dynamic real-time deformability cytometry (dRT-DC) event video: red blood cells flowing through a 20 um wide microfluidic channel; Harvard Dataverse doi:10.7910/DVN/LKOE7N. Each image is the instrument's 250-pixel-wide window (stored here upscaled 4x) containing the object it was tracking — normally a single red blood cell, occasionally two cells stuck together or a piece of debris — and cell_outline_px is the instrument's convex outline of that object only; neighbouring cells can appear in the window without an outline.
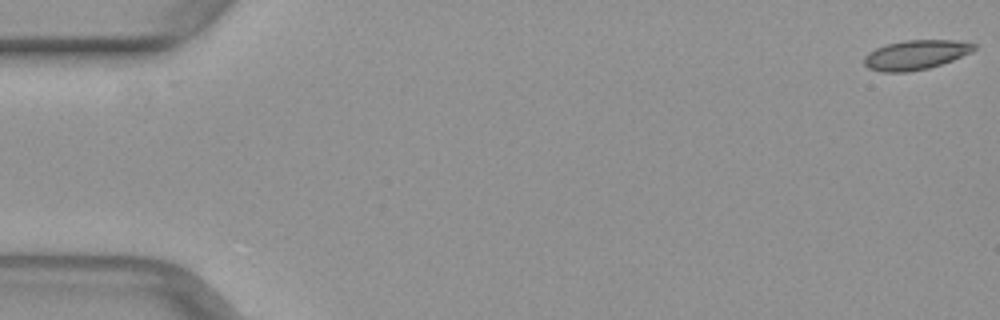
{"species": "common noctule bat (a hibernating species)", "species_latin": "Nyctalus noctula", "temperature_condition": "warm", "stored_images_in_passage": 43, "camera_frame_rate_fps": 3000, "um_per_image_px": 0.085, "animal": {"sex": "female", "body_mass_g": 29.2, "forearm_length_mm": 56.3}, "frame": {"image": 1, "passage_image": 1, "time_ms": 0.0, "image_size_px": [1000, 320], "cell_outline_px": [[976, 48], [972, 52], [952, 60], [928, 68], [908, 72], [880, 72], [868, 68], [864, 64], [864, 56], [868, 52], [884, 44], [904, 40], [956, 40], [976, 44]], "centroid_in_image_um": [77.8, 4.65], "position_along_channel_um": 7.2, "area_um2": 19.02}}
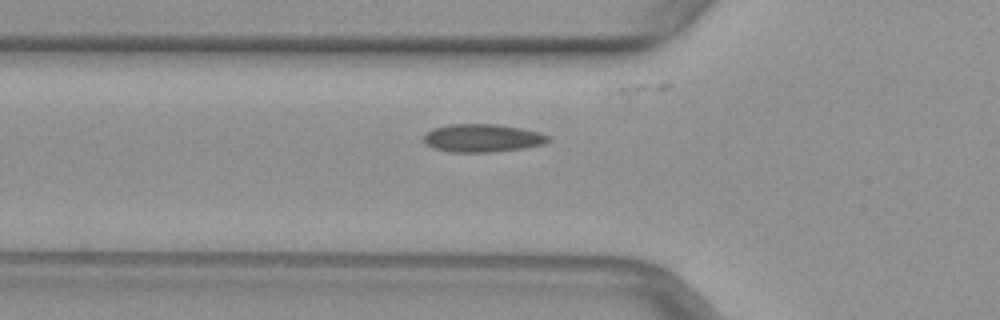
{"frame": {"image": 2, "passage_image": 18, "time_ms": 5.667, "image_size_px": [1000, 320], "cell_outline_px": [[552, 140], [544, 144], [524, 148], [492, 152], [452, 152], [436, 148], [428, 144], [424, 140], [424, 136], [432, 128], [448, 124], [496, 124], [520, 128], [540, 132], [552, 136]], "centroid_in_image_um": [41.08, 11.73], "position_along_channel_um": 84.7, "area_um2": 20.35}}
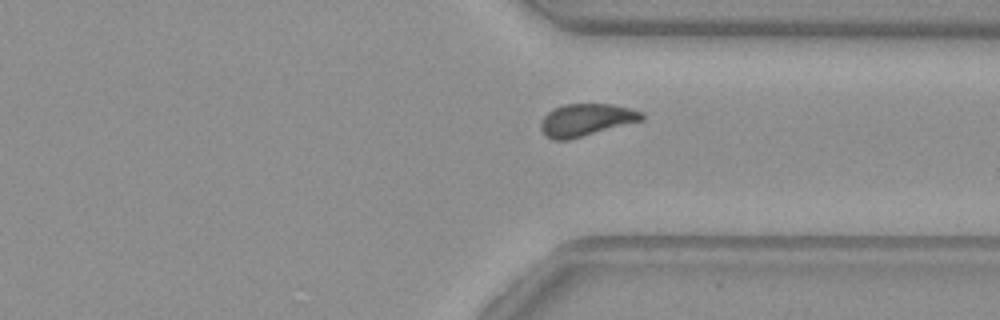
{"frame": {"image": 3, "passage_image": 38, "time_ms": 12.333, "image_size_px": [1000, 320], "cell_outline_px": [[644, 120], [568, 140], [552, 140], [540, 128], [540, 124], [544, 116], [548, 112], [564, 104], [612, 104], [644, 112]], "centroid_in_image_um": [49.85, 10.19], "position_along_channel_um": 361.6, "area_um2": 18.9}}